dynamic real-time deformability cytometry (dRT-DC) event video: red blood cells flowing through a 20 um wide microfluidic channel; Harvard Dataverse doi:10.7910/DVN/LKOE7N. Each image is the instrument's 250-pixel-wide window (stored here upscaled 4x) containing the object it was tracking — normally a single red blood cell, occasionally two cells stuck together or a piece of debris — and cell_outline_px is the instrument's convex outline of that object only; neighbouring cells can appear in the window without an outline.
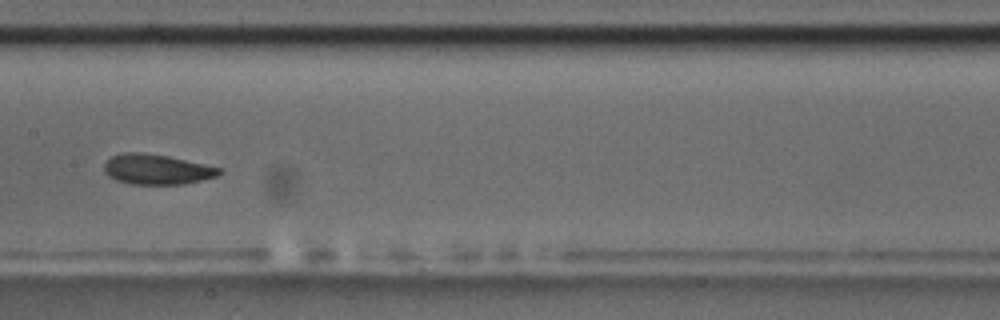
{"species": "common noctule bat (a hibernating species)", "species_latin": "Nyctalus noctula", "temperature_condition": "room temperature", "stored_images_in_passage": 14, "camera_frame_rate_fps": 3000, "um_per_image_px": 0.085, "animal": {"sex": "male", "body_mass_g": 17.5, "forearm_length_mm": 52.3}, "frame": {"image": 1, "passage_image": 7, "time_ms": 8.0, "image_size_px": [1000, 320], "cell_outline_px": [[224, 172], [216, 176], [184, 184], [132, 184], [116, 180], [108, 176], [104, 172], [104, 164], [112, 156], [124, 152], [140, 152], [168, 156], [224, 168]], "centroid_in_image_um": [13.35, 14.39], "position_along_channel_um": 194.1, "area_um2": 20.29}, "authors_computed_cell_mechanics": {"area_um2": 20.1433, "velocity_mm_per_s": 3.6294, "shape_relaxation_time_tau1_ms": 2.2929, "shape_relaxation_time_tau2_ms": 2.6325, "deformation_change_tau1": 0.0782, "deformation_change_tau2": 0.0673}}